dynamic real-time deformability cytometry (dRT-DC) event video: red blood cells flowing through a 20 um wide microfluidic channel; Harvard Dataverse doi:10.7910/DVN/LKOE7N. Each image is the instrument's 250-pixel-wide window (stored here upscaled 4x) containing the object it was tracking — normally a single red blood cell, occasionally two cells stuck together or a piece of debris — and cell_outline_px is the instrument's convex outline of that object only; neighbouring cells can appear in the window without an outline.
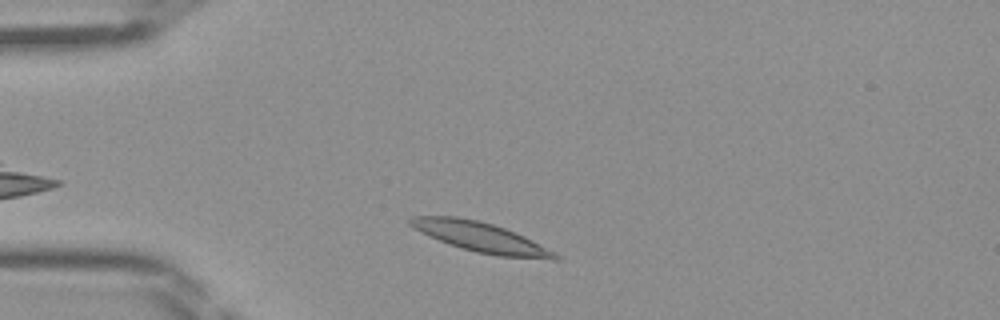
{"species": "Egyptian fruit bat (a non-hibernating species)", "species_latin": "Rousettus aegyptiacus", "temperature_condition": "room temperature", "stored_images_in_passage": 9, "camera_frame_rate_fps": 3000, "um_per_image_px": 0.085, "frame": {"image": 1, "passage_image": 3, "time_ms": 0.667, "image_size_px": [1000, 320], "cell_outline_px": [[560, 260], [552, 260], [500, 256], [476, 252], [448, 244], [420, 232], [412, 228], [408, 224], [408, 220], [412, 216], [456, 216], [476, 220], [492, 224], [504, 228], [524, 236], [556, 252], [560, 256]], "centroid_in_image_um": [40.87, 20.17], "position_along_channel_um": 44.1, "area_um2": 25.14}}
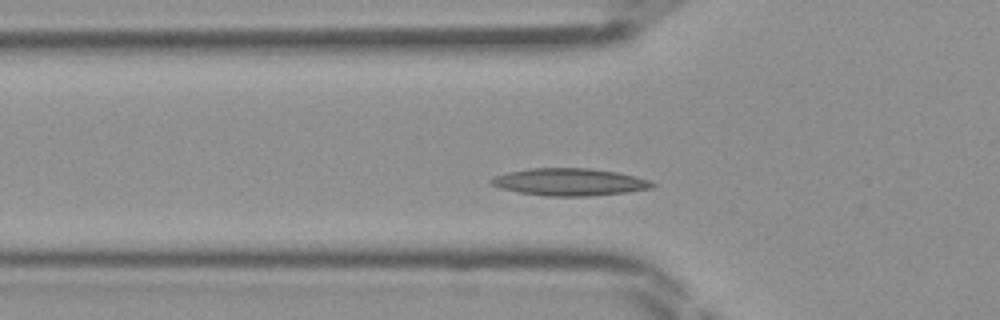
{"frame": {"image": 2, "passage_image": 7, "time_ms": 2.0, "image_size_px": [1000, 320], "cell_outline_px": [[656, 184], [652, 188], [628, 192], [588, 196], [548, 196], [520, 192], [500, 188], [492, 184], [488, 180], [496, 176], [508, 172], [528, 168], [588, 168], [616, 172], [636, 176], [648, 180]], "centroid_in_image_um": [48.42, 15.47], "position_along_channel_um": 77.4, "area_um2": 25.49}}